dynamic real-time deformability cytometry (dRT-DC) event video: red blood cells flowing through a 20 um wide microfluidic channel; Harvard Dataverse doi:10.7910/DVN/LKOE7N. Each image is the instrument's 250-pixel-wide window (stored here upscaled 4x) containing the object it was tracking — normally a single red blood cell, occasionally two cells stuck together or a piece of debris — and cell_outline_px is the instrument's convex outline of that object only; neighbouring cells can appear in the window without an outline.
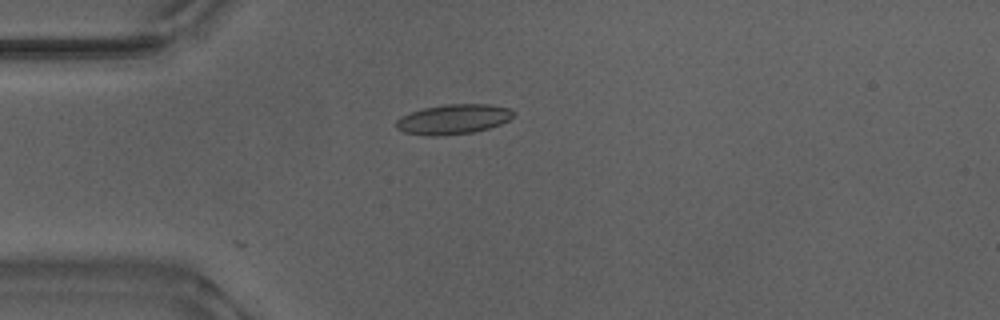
{"species": "Egyptian fruit bat (a non-hibernating species)", "species_latin": "Rousettus aegyptiacus", "temperature_condition": "warm", "stored_images_in_passage": 40, "camera_frame_rate_fps": 3000, "um_per_image_px": 0.085, "animal": {"sex": "male"}, "frame": {"image": 1, "passage_image": 1, "time_ms": 0.0, "image_size_px": [1000, 320], "cell_outline_px": [[516, 112], [508, 120], [500, 124], [488, 128], [472, 132], [436, 136], [428, 136], [404, 132], [396, 128], [396, 120], [400, 116], [424, 108], [444, 104], [492, 104], [512, 108]], "centroid_in_image_um": [38.55, 10.12], "position_along_channel_um": 46.5, "area_um2": 20.46}}
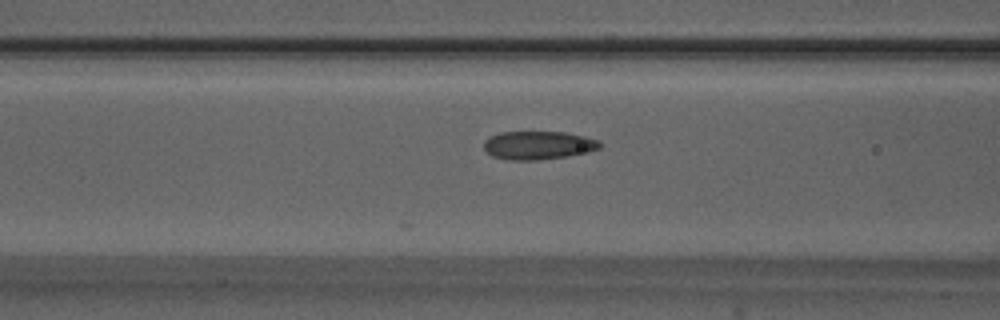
{"frame": {"image": 2, "passage_image": 8, "time_ms": 2.333, "image_size_px": [1000, 320], "cell_outline_px": [[600, 148], [588, 152], [568, 156], [536, 160], [508, 160], [492, 156], [484, 148], [484, 140], [500, 132], [564, 132], [584, 136], [600, 140]], "centroid_in_image_um": [45.76, 12.35], "position_along_channel_um": 120.8, "area_um2": 19.13}}
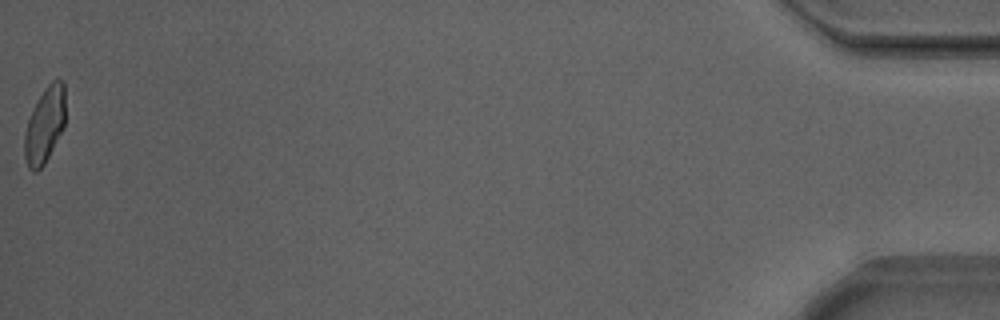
{"frame": {"image": 3, "passage_image": 40, "time_ms": 13.0, "image_size_px": [1000, 320], "cell_outline_px": [[64, 128], [44, 164], [36, 172], [32, 172], [28, 168], [24, 156], [24, 132], [32, 108], [44, 88], [52, 80], [64, 80]], "centroid_in_image_um": [3.78, 10.64], "position_along_channel_um": 431.4, "area_um2": 18.15}}